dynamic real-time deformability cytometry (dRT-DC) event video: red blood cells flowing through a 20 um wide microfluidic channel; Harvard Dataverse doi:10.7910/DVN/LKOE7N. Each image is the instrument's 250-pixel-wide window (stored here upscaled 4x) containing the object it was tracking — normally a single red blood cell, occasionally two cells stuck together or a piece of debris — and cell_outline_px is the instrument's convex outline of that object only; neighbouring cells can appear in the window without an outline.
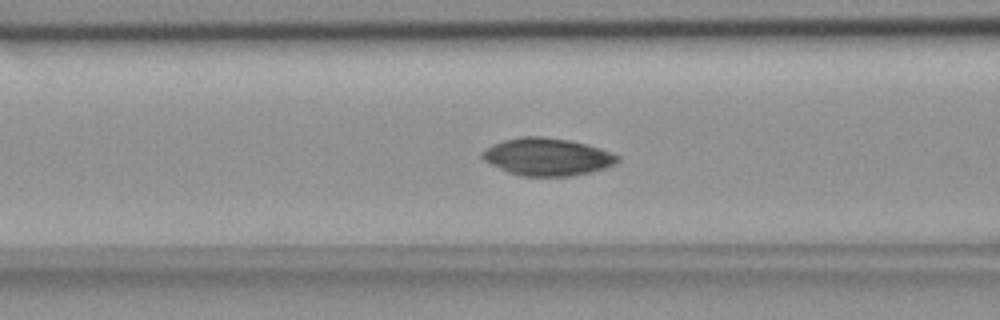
{"species": "common noctule bat (a hibernating species)", "species_latin": "Nyctalus noctula", "temperature_condition": "room temperature", "stored_images_in_passage": 55, "camera_frame_rate_fps": 3000, "um_per_image_px": 0.085, "animal": {"sex": "female", "body_mass_g": 18.4}, "frame": {"image": 1, "passage_image": 22, "time_ms": 7.0, "image_size_px": [1000, 320], "cell_outline_px": [[620, 160], [616, 164], [592, 172], [572, 176], [520, 176], [508, 172], [484, 160], [480, 156], [480, 152], [492, 144], [504, 140], [524, 136], [544, 136], [568, 140], [588, 144], [600, 148], [620, 156]], "centroid_in_image_um": [46.53, 13.33], "position_along_channel_um": 120.1, "area_um2": 29.71}}
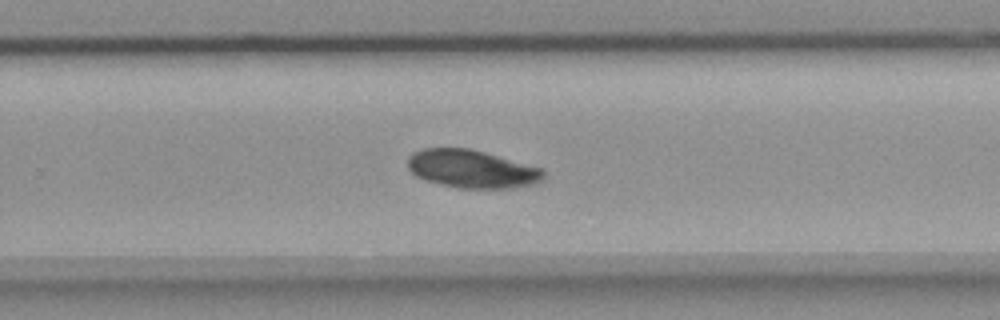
{"frame": {"image": 2, "passage_image": 36, "time_ms": 11.667, "image_size_px": [1000, 320], "cell_outline_px": [[544, 176], [540, 180], [532, 184], [508, 188], [456, 188], [424, 180], [416, 176], [408, 168], [408, 156], [412, 152], [424, 148], [468, 148], [484, 152], [544, 168]], "centroid_in_image_um": [40.07, 14.35], "position_along_channel_um": 289.7, "area_um2": 30.11}}
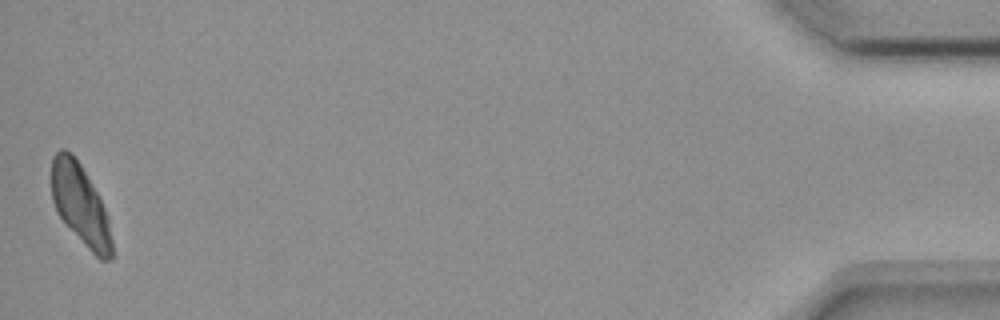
{"frame": {"image": 3, "passage_image": 55, "time_ms": 18.0, "image_size_px": [1000, 320], "cell_outline_px": [[112, 260], [100, 260], [88, 248], [56, 212], [52, 200], [52, 156], [60, 148], [64, 148], [72, 152], [80, 164], [96, 192], [104, 208], [108, 220], [112, 240]], "centroid_in_image_um": [6.81, 17.37], "position_along_channel_um": 428.4, "area_um2": 27.86}}